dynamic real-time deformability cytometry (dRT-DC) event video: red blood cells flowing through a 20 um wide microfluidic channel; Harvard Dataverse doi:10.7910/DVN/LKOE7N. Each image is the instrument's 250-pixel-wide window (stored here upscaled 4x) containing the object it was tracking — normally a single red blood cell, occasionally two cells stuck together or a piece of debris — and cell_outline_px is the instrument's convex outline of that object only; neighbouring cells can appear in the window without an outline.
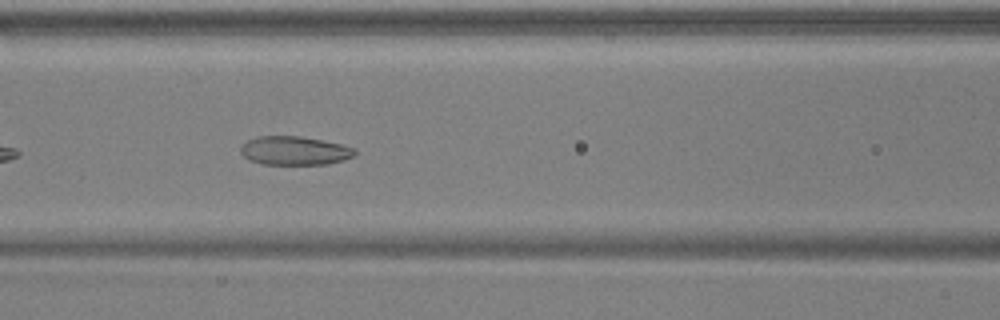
{"species": "common noctule bat (a hibernating species)", "species_latin": "Nyctalus noctula", "temperature_condition": "warm", "stored_images_in_passage": 33, "camera_frame_rate_fps": 3000, "um_per_image_px": 0.085, "animal": {"sex": "male", "body_mass_g": 17.9, "forearm_length_mm": 54.2}, "frame": {"image": 1, "passage_image": 10, "time_ms": 3.0, "image_size_px": [1000, 320], "cell_outline_px": [[356, 152], [352, 156], [344, 160], [328, 164], [260, 164], [248, 160], [240, 152], [240, 144], [256, 136], [300, 136], [340, 144], [352, 148]], "centroid_in_image_um": [24.96, 12.81], "position_along_channel_um": 141.6, "area_um2": 19.07}, "authors_computed_cell_mechanics": {"area_um2": 19.5942, "velocity_mm_per_s": 3.6957, "shape_relaxation_time_tau1_ms": 8.3496, "shape_relaxation_time_tau2_ms": 2.1603, "deformation_change_tau1": 0.1792, "deformation_change_tau2": 0.073}}